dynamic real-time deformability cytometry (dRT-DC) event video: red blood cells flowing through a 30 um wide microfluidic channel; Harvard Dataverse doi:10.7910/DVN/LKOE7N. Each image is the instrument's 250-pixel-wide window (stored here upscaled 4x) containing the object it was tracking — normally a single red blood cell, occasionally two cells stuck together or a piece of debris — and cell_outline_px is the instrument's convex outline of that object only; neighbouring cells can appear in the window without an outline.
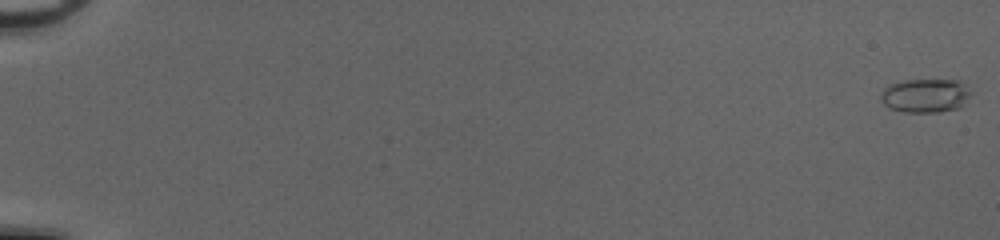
{"species": "common noctule bat (a hibernating species)", "species_latin": "Nyctalus noctula", "temperature_condition": "cold", "stored_images_in_passage": 36, "camera_frame_rate_fps": 3000, "um_per_image_px": 0.085, "animal": {"sex": "female", "body_mass_g": 20.0, "forearm_length_mm": 54.0}, "frame": {"image": 1, "passage_image": 1, "time_ms": 0.0, "image_size_px": [1000, 240], "cell_outline_px": [[972, 92], [960, 108], [936, 112], [904, 112], [892, 108], [884, 104], [880, 100], [880, 96], [884, 88], [888, 84], [900, 80], [960, 80]], "centroid_in_image_um": [78.64, 8.11], "position_along_channel_um": 6.4, "area_um2": 17.86}}
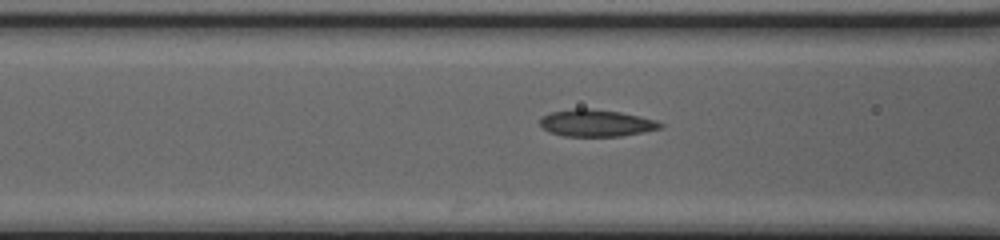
{"frame": {"image": 2, "passage_image": 25, "time_ms": 8.0, "image_size_px": [1000, 240], "cell_outline_px": [[664, 128], [620, 136], [564, 136], [548, 132], [540, 124], [540, 116], [552, 112], [576, 108], [588, 108], [620, 112], [640, 116], [656, 120], [664, 124]], "centroid_in_image_um": [50.69, 10.46], "position_along_channel_um": 115.9, "area_um2": 18.96}}
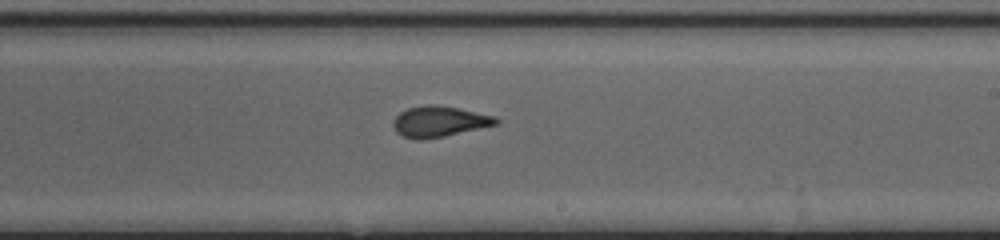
{"frame": {"image": 3, "passage_image": 35, "time_ms": 11.333, "image_size_px": [1000, 240], "cell_outline_px": [[500, 124], [444, 136], [424, 140], [416, 140], [404, 136], [396, 132], [392, 128], [392, 120], [400, 112], [408, 108], [428, 104], [436, 104], [496, 116], [500, 120]], "centroid_in_image_um": [37.33, 10.33], "position_along_channel_um": 251.7, "area_um2": 18.61}}